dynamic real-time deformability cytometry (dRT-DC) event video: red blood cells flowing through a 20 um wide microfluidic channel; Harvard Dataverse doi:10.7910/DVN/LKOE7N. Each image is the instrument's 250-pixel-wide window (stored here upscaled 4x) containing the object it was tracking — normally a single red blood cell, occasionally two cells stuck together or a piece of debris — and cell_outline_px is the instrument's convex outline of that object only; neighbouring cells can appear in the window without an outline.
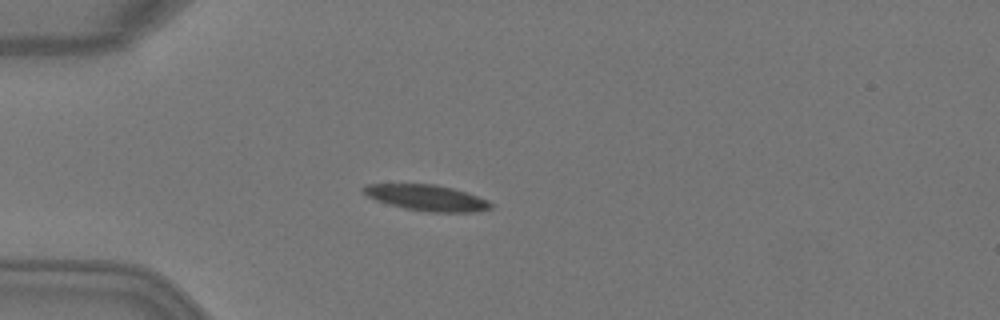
{"species": "Egyptian fruit bat (a non-hibernating species)", "species_latin": "Rousettus aegyptiacus", "temperature_condition": "warm", "stored_images_in_passage": 4, "camera_frame_rate_fps": 3000, "um_per_image_px": 0.085, "animal": {"sex": "female"}, "frame": {"image": 1, "passage_image": 4, "time_ms": 1.0, "image_size_px": [1000, 320], "cell_outline_px": [[492, 208], [476, 212], [428, 212], [404, 208], [388, 204], [376, 200], [368, 196], [360, 188], [364, 184], [436, 184], [468, 192], [488, 200], [492, 204]], "centroid_in_image_um": [36.28, 16.81], "position_along_channel_um": 48.7, "area_um2": 19.36}}